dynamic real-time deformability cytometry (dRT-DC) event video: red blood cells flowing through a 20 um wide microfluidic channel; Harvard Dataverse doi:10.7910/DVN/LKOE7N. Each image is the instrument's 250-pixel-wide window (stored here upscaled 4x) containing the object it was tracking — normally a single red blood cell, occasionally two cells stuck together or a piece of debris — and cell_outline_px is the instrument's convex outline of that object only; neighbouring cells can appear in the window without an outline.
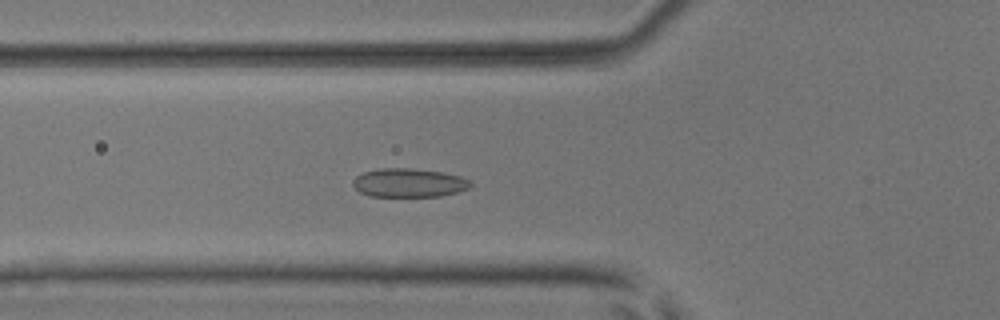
{"species": "common noctule bat (a hibernating species)", "species_latin": "Nyctalus noctula", "temperature_condition": "room temperature", "stored_images_in_passage": 54, "camera_frame_rate_fps": 3000, "um_per_image_px": 0.085, "animal": {"sex": "male", "body_mass_g": 17.9, "forearm_length_mm": 54.2}, "frame": {"image": 1, "passage_image": 19, "time_ms": 6.0, "image_size_px": [1000, 320], "cell_outline_px": [[472, 188], [440, 196], [372, 196], [360, 192], [352, 184], [352, 180], [356, 176], [364, 172], [380, 168], [412, 168], [440, 172], [460, 176], [468, 180], [472, 184]], "centroid_in_image_um": [34.75, 15.53], "position_along_channel_um": 91.0, "area_um2": 19.59}}
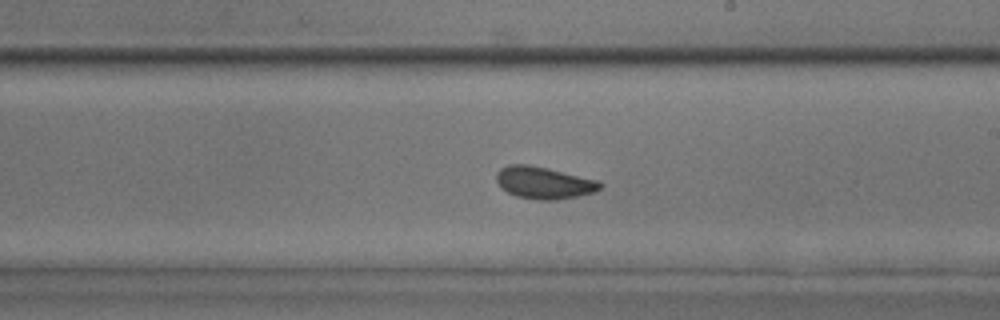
{"frame": {"image": 2, "passage_image": 31, "time_ms": 10.0, "image_size_px": [1000, 320], "cell_outline_px": [[604, 184], [600, 188], [592, 192], [576, 196], [556, 200], [540, 200], [516, 196], [500, 188], [496, 180], [496, 172], [500, 168], [508, 164], [528, 164], [548, 168], [600, 180]], "centroid_in_image_um": [46.21, 15.52], "position_along_channel_um": 242.8, "area_um2": 19.54}}
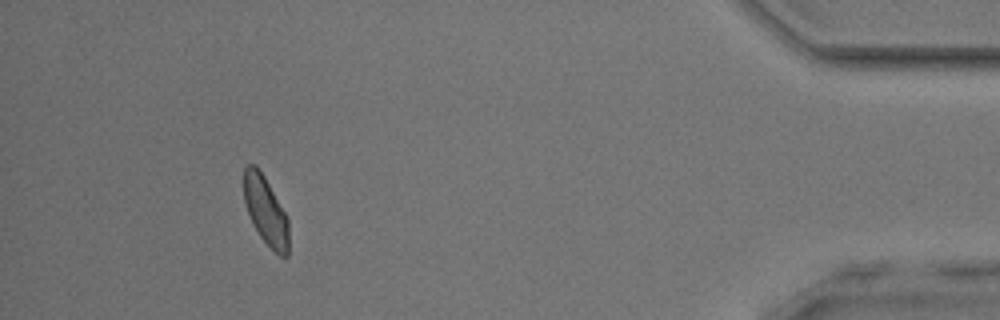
{"frame": {"image": 3, "passage_image": 49, "time_ms": 16.0, "image_size_px": [1000, 320], "cell_outline_px": [[288, 256], [280, 256], [260, 236], [252, 224], [244, 200], [244, 168], [248, 164], [256, 164], [264, 176], [288, 216]], "centroid_in_image_um": [22.58, 17.88], "position_along_channel_um": 412.6, "area_um2": 17.8}}